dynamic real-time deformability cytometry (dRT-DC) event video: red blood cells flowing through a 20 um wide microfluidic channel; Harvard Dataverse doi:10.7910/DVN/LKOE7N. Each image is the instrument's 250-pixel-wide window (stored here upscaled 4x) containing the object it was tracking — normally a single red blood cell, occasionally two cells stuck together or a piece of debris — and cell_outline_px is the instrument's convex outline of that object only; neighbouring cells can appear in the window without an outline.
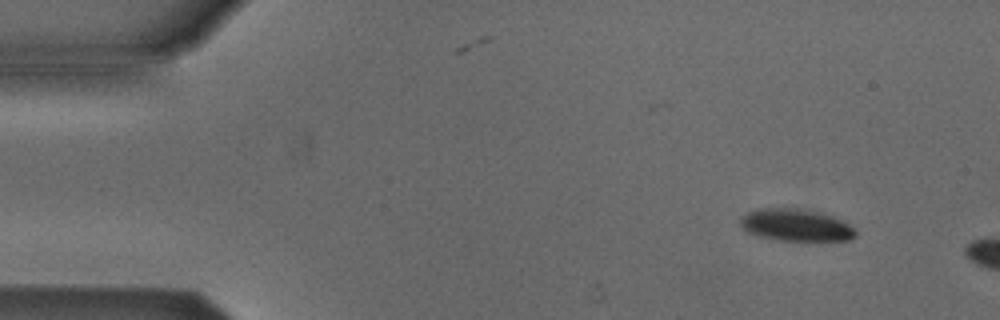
{"species": "Egyptian fruit bat (a non-hibernating species)", "species_latin": "Rousettus aegyptiacus", "temperature_condition": "cold", "stored_images_in_passage": 3, "camera_frame_rate_fps": 3000, "um_per_image_px": 0.085, "animal": {"sex": "male"}, "frame": {"image": 1, "passage_image": 1, "time_ms": 0.0, "image_size_px": [1000, 320], "cell_outline_px": [[856, 236], [848, 240], [776, 240], [756, 236], [748, 232], [740, 224], [740, 216], [748, 212], [760, 208], [796, 208], [816, 212], [832, 216], [848, 224], [856, 232]], "centroid_in_image_um": [67.59, 19.13], "position_along_channel_um": 17.4, "area_um2": 21.33}}